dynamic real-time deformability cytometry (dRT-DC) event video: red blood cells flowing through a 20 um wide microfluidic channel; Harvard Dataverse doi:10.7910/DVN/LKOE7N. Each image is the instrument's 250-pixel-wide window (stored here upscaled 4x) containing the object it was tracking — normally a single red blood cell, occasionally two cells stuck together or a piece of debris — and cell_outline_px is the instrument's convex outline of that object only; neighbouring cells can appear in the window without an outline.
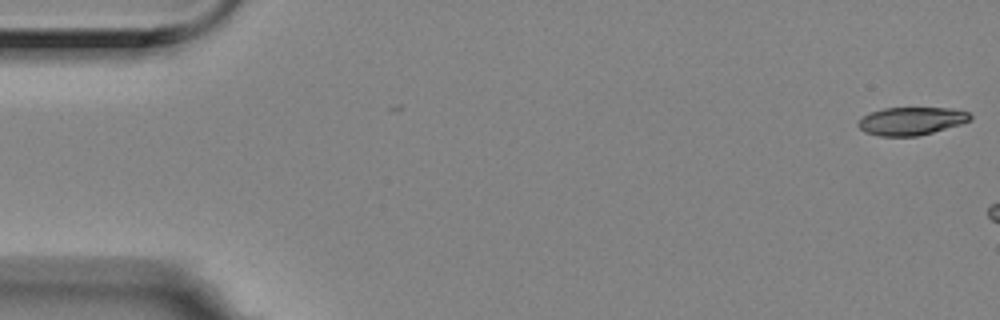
{"species": "Egyptian fruit bat (a non-hibernating species)", "species_latin": "Rousettus aegyptiacus", "temperature_condition": "room temperature", "stored_images_in_passage": 4, "camera_frame_rate_fps": 3000, "um_per_image_px": 0.085, "animal": {"sex": "female"}, "frame": {"image": 1, "passage_image": 1, "time_ms": 0.0, "image_size_px": [1000, 320], "cell_outline_px": [[972, 120], [960, 124], [932, 132], [916, 136], [880, 136], [864, 132], [856, 124], [864, 116], [872, 112], [884, 108], [952, 108], [968, 112], [972, 116]], "centroid_in_image_um": [77.47, 10.28], "position_along_channel_um": 7.5, "area_um2": 18.09}}